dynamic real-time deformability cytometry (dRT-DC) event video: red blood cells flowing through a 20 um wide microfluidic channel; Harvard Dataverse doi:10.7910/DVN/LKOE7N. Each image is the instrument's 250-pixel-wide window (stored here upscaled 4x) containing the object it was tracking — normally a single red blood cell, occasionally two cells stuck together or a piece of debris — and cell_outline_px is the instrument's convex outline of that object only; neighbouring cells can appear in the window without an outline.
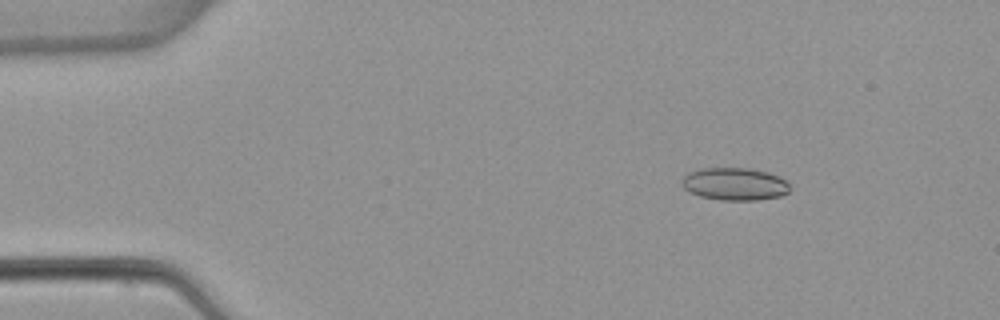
{"species": "common noctule bat (a hibernating species)", "species_latin": "Nyctalus noctula", "temperature_condition": "warm", "stored_images_in_passage": 4, "camera_frame_rate_fps": 3000, "um_per_image_px": 0.085, "animal": {"sex": "female", "body_mass_g": 22.7, "forearm_length_mm": 54.2}, "frame": {"image": 1, "passage_image": 2, "time_ms": 1.333, "image_size_px": [1000, 320], "cell_outline_px": [[788, 192], [780, 196], [756, 200], [720, 200], [700, 196], [684, 188], [680, 184], [680, 180], [688, 172], [700, 168], [748, 168], [768, 172], [788, 180]], "centroid_in_image_um": [62.42, 15.63], "position_along_channel_um": 22.6, "area_um2": 20.58}}